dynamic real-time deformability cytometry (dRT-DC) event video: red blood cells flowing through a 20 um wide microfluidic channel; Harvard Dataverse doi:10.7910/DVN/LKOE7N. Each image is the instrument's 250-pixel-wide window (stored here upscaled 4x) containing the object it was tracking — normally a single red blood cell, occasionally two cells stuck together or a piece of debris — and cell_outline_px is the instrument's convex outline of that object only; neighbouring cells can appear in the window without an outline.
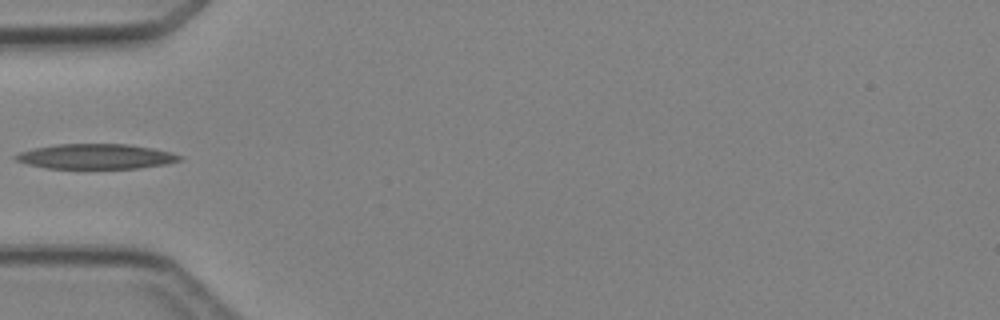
{"species": "Egyptian fruit bat (a non-hibernating species)", "species_latin": "Rousettus aegyptiacus", "temperature_condition": "cold", "stored_images_in_passage": 5, "camera_frame_rate_fps": 3000, "um_per_image_px": 0.085, "animal": {"sex": "female"}, "frame": {"image": 1, "passage_image": 5, "time_ms": 4.667, "image_size_px": [1000, 320], "cell_outline_px": [[184, 156], [180, 160], [168, 164], [140, 168], [44, 168], [28, 164], [16, 160], [12, 156], [20, 152], [32, 148], [56, 144], [128, 144], [152, 148], [172, 152]], "centroid_in_image_um": [8.17, 13.29], "position_along_channel_um": 76.8, "area_um2": 24.04}}